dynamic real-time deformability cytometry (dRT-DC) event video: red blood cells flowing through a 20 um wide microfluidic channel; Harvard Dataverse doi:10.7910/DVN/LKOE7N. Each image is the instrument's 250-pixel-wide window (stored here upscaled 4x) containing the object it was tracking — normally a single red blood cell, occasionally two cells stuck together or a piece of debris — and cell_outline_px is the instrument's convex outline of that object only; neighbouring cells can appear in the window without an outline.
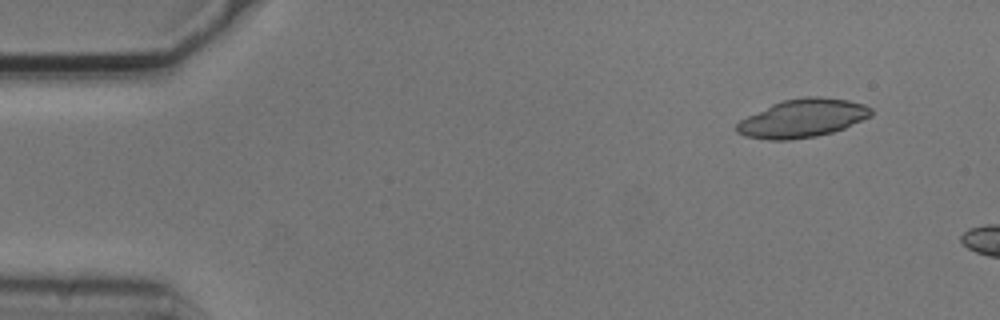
{"species": "common noctule bat (a hibernating species)", "species_latin": "Nyctalus noctula", "temperature_condition": "cold", "stored_images_in_passage": 4, "camera_frame_rate_fps": 3000, "um_per_image_px": 0.085, "animal": {"sex": "male", "body_mass_g": 20.5, "forearm_length_mm": 52.5}, "frame": {"image": 1, "passage_image": 2, "time_ms": 0.333, "image_size_px": [1000, 320], "cell_outline_px": [[872, 116], [844, 128], [832, 132], [816, 136], [792, 140], [768, 140], [744, 136], [736, 132], [736, 124], [740, 120], [772, 104], [784, 100], [804, 96], [820, 96], [848, 100], [864, 104], [872, 108]], "centroid_in_image_um": [68.22, 10.05], "position_along_channel_um": 16.8, "area_um2": 30.06}}